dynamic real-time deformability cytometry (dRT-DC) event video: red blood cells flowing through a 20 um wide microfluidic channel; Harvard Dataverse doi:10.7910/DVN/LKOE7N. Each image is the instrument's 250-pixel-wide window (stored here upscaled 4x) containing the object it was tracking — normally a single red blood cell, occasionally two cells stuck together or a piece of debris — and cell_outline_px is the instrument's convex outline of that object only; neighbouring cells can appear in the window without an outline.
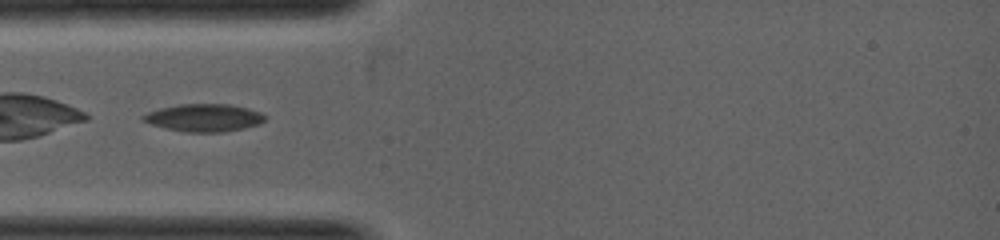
{"species": "common noctule bat (a hibernating species)", "species_latin": "Nyctalus noctula", "temperature_condition": "warm", "stored_images_in_passage": 5, "camera_frame_rate_fps": 5000, "um_per_image_px": 0.085, "animal": {"sex": "female", "body_mass_g": 19.0, "forearm_length_mm": 53.3}, "frame": {"image": 1, "passage_image": 2, "time_ms": 0.2, "image_size_px": [1000, 240], "cell_outline_px": [[268, 116], [260, 124], [244, 128], [224, 132], [184, 132], [164, 128], [140, 120], [140, 116], [148, 112], [160, 108], [180, 104], [228, 104], [248, 108], [260, 112]], "centroid_in_image_um": [17.34, 10.01], "position_along_channel_um": 67.7, "area_um2": 19.77}}
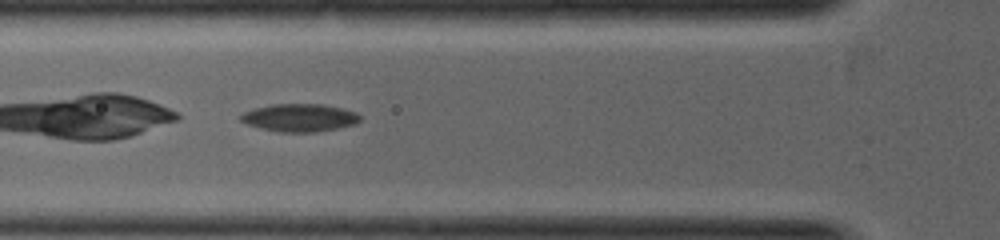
{"frame": {"image": 2, "passage_image": 3, "time_ms": 0.6, "image_size_px": [1000, 240], "cell_outline_px": [[360, 120], [356, 124], [336, 128], [312, 132], [280, 132], [260, 128], [248, 124], [240, 120], [240, 116], [244, 112], [252, 108], [272, 104], [320, 104], [340, 108], [356, 112], [360, 116]], "centroid_in_image_um": [25.44, 10.0], "position_along_channel_um": 100.4, "area_um2": 19.19}}